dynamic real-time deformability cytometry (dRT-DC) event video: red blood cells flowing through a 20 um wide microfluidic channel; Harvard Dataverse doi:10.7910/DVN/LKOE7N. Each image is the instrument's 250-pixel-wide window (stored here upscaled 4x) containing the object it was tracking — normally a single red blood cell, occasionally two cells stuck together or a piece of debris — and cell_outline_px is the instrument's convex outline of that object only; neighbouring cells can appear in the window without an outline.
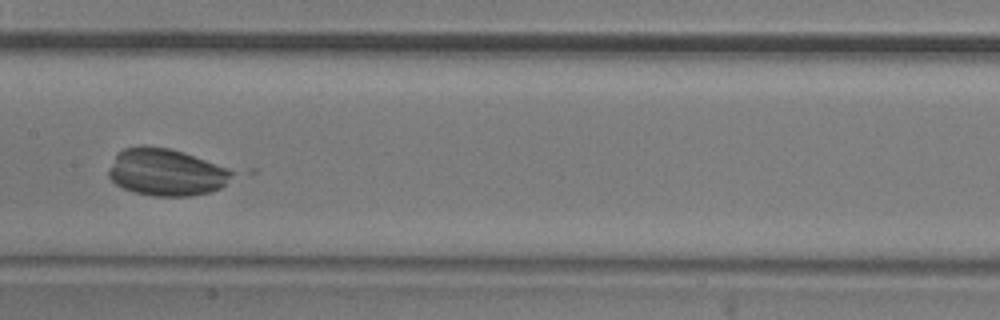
{"species": "common noctule bat (a hibernating species)", "species_latin": "Nyctalus noctula", "temperature_condition": "room temperature", "stored_images_in_passage": 47, "camera_frame_rate_fps": 3000, "um_per_image_px": 0.085, "animal": {"sex": "male", "body_mass_g": 20.5, "forearm_length_mm": 52.5}, "frame": {"image": 1, "passage_image": 21, "time_ms": 6.667, "image_size_px": [1000, 320], "cell_outline_px": [[236, 172], [220, 188], [208, 192], [188, 196], [152, 196], [132, 192], [116, 184], [108, 176], [108, 172], [116, 156], [124, 148], [140, 144], [144, 144], [168, 148], [184, 152], [228, 168]], "centroid_in_image_um": [14.11, 14.63], "position_along_channel_um": 193.3, "area_um2": 33.81}}
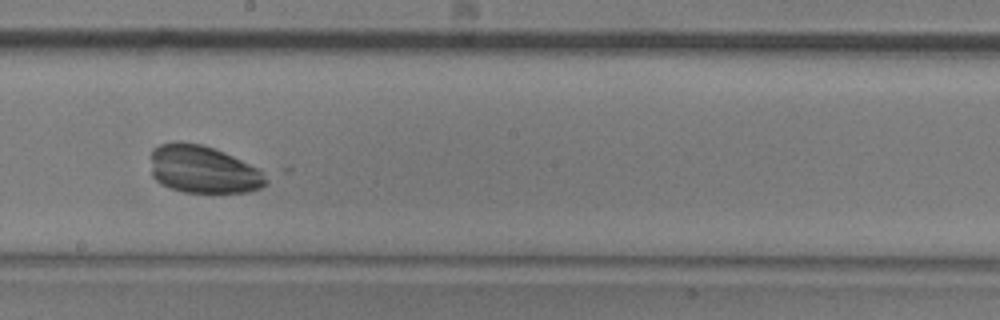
{"frame": {"image": 2, "passage_image": 24, "time_ms": 7.667, "image_size_px": [1000, 320], "cell_outline_px": [[268, 184], [260, 188], [248, 192], [184, 192], [160, 184], [152, 176], [152, 148], [160, 144], [172, 140], [180, 140], [204, 144], [224, 152], [256, 168], [268, 180]], "centroid_in_image_um": [17.22, 14.38], "position_along_channel_um": 231.0, "area_um2": 32.08}}